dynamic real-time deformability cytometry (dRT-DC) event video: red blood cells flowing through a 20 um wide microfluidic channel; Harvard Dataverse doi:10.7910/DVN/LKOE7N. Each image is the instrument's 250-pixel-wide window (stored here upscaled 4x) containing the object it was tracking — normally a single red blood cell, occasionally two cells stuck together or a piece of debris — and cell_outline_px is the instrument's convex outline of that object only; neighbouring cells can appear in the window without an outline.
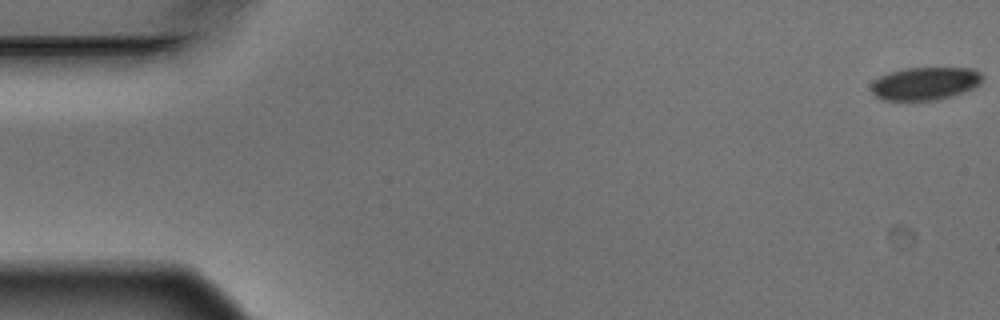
{"species": "Egyptian fruit bat (a non-hibernating species)", "species_latin": "Rousettus aegyptiacus", "temperature_condition": "warm", "stored_images_in_passage": 9, "camera_frame_rate_fps": 3000, "um_per_image_px": 0.085, "animal": {"sex": "male"}, "frame": {"image": 1, "passage_image": 1, "time_ms": 0.0, "image_size_px": [1000, 320], "cell_outline_px": [[984, 76], [980, 84], [972, 88], [952, 96], [936, 100], [884, 100], [876, 96], [872, 92], [872, 80], [888, 72], [904, 68], [972, 68], [980, 72]], "centroid_in_image_um": [78.63, 7.09], "position_along_channel_um": 6.4, "area_um2": 21.39}}
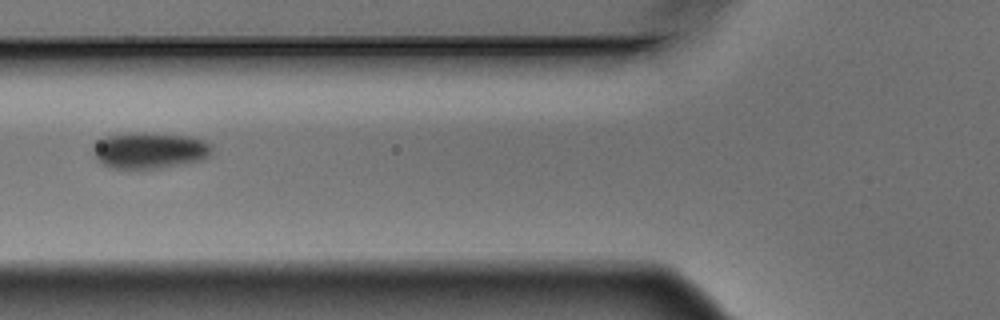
{"frame": {"image": 2, "passage_image": 7, "time_ms": 2.0, "image_size_px": [1000, 320], "cell_outline_px": [[212, 152], [204, 160], [156, 168], [112, 168], [104, 164], [96, 156], [92, 148], [96, 140], [104, 136], [128, 132], [144, 132], [192, 136], [204, 140], [212, 144]], "centroid_in_image_um": [12.74, 12.75], "position_along_channel_um": 113.1, "area_um2": 25.26}}
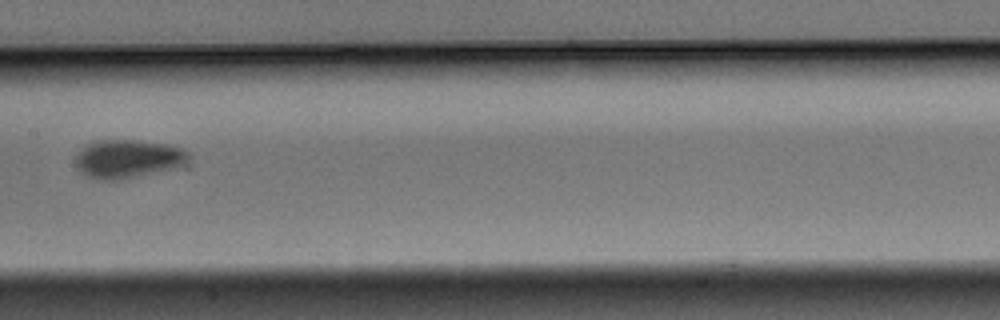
{"frame": {"image": 3, "passage_image": 9, "time_ms": 2.667, "image_size_px": [1000, 320], "cell_outline_px": [[192, 160], [176, 168], [116, 180], [100, 180], [88, 176], [80, 172], [76, 168], [76, 156], [84, 144], [96, 140], [140, 140], [168, 144], [180, 148], [188, 152], [192, 156]], "centroid_in_image_um": [10.88, 13.48], "position_along_channel_um": 196.5, "area_um2": 25.61}}